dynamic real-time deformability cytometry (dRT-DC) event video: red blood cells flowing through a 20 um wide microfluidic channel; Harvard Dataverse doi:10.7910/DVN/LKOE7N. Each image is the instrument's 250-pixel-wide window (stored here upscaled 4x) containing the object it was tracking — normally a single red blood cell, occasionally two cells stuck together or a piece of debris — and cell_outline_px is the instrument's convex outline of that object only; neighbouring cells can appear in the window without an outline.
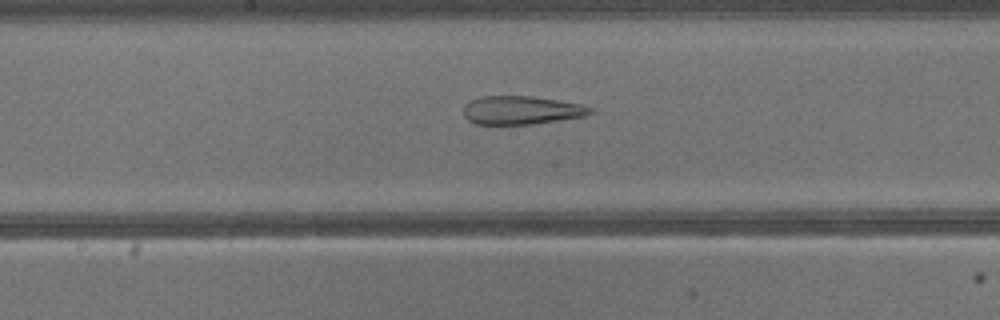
{"species": "common noctule bat (a hibernating species)", "species_latin": "Nyctalus noctula", "temperature_condition": "warm", "stored_images_in_passage": 18, "camera_frame_rate_fps": 3000, "um_per_image_px": 0.085, "animal": {"sex": "male", "body_mass_g": 13.3}, "frame": {"image": 1, "passage_image": 16, "time_ms": 5.0, "image_size_px": [1000, 320], "cell_outline_px": [[592, 112], [584, 116], [532, 124], [472, 124], [464, 116], [464, 104], [480, 96], [532, 96], [580, 104], [592, 108]], "centroid_in_image_um": [44.26, 9.37], "position_along_channel_um": 203.9, "area_um2": 20.87}}